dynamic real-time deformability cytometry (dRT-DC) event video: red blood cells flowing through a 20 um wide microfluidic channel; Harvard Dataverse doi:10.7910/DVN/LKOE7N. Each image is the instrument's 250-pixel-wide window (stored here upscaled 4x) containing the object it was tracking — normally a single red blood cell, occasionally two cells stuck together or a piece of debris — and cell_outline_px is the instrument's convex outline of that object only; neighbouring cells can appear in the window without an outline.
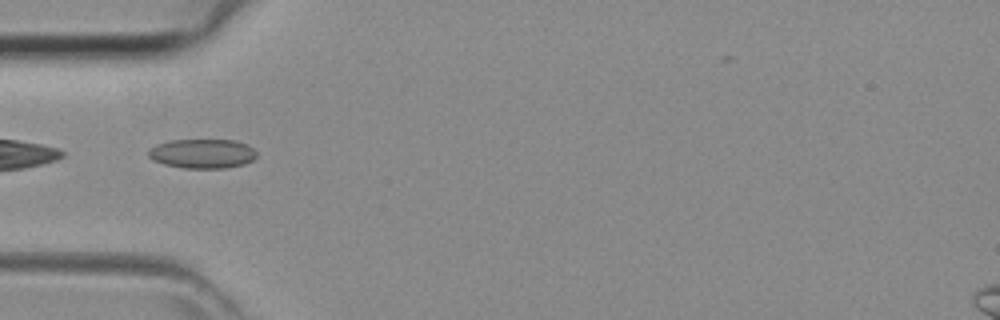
{"species": "common noctule bat (a hibernating species)", "species_latin": "Nyctalus noctula", "temperature_condition": "room temperature", "stored_images_in_passage": 43, "camera_frame_rate_fps": 3000, "um_per_image_px": 0.085, "animal": {"sex": "female", "body_mass_g": 29.2, "forearm_length_mm": 56.3}, "frame": {"image": 1, "passage_image": 14, "time_ms": 4.333, "image_size_px": [1000, 320], "cell_outline_px": [[256, 156], [252, 160], [244, 164], [224, 168], [184, 168], [164, 164], [148, 156], [148, 148], [156, 144], [172, 140], [236, 140], [248, 144], [256, 152]], "centroid_in_image_um": [17.21, 13.05], "position_along_channel_um": 67.8, "area_um2": 18.5}}
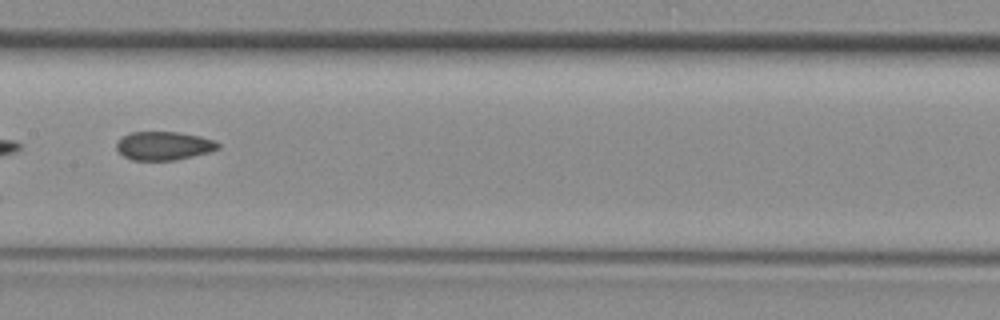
{"frame": {"image": 2, "passage_image": 22, "time_ms": 7.0, "image_size_px": [1000, 320], "cell_outline_px": [[220, 148], [208, 152], [176, 160], [132, 160], [124, 156], [116, 148], [116, 144], [128, 132], [176, 132], [200, 136], [216, 140], [220, 144]], "centroid_in_image_um": [13.95, 12.39], "position_along_channel_um": 193.5, "area_um2": 16.82}}
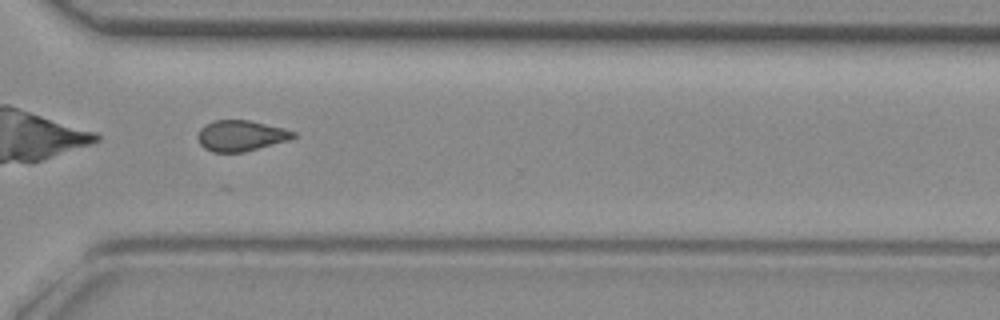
{"frame": {"image": 3, "passage_image": 32, "time_ms": 10.333, "image_size_px": [1000, 320], "cell_outline_px": [[296, 136], [288, 140], [244, 152], [212, 152], [204, 148], [200, 144], [196, 136], [200, 128], [216, 120], [248, 120], [284, 128], [296, 132]], "centroid_in_image_um": [20.46, 11.54], "position_along_channel_um": 350.1, "area_um2": 17.05}}